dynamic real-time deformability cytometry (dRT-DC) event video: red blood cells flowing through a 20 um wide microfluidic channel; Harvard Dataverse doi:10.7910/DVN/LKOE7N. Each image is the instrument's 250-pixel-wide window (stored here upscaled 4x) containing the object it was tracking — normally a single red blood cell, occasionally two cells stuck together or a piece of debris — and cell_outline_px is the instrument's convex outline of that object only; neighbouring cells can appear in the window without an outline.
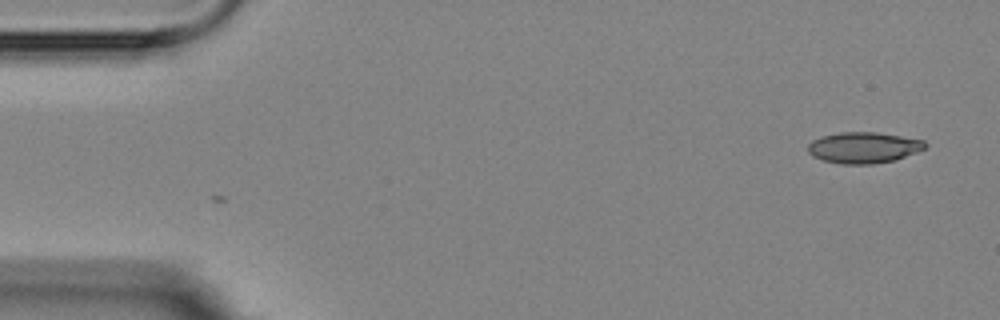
{"species": "Egyptian fruit bat (a non-hibernating species)", "species_latin": "Rousettus aegyptiacus", "temperature_condition": "room temperature", "stored_images_in_passage": 2, "camera_frame_rate_fps": 3000, "um_per_image_px": 0.085, "animal": {"sex": "female"}, "frame": {"image": 1, "passage_image": 2, "time_ms": 2.0, "image_size_px": [1000, 320], "cell_outline_px": [[928, 144], [924, 148], [916, 152], [896, 160], [872, 164], [840, 164], [824, 160], [812, 156], [808, 152], [808, 144], [812, 140], [820, 136], [840, 132], [876, 132], [924, 140]], "centroid_in_image_um": [73.39, 12.54], "position_along_channel_um": 11.6, "area_um2": 21.27}}